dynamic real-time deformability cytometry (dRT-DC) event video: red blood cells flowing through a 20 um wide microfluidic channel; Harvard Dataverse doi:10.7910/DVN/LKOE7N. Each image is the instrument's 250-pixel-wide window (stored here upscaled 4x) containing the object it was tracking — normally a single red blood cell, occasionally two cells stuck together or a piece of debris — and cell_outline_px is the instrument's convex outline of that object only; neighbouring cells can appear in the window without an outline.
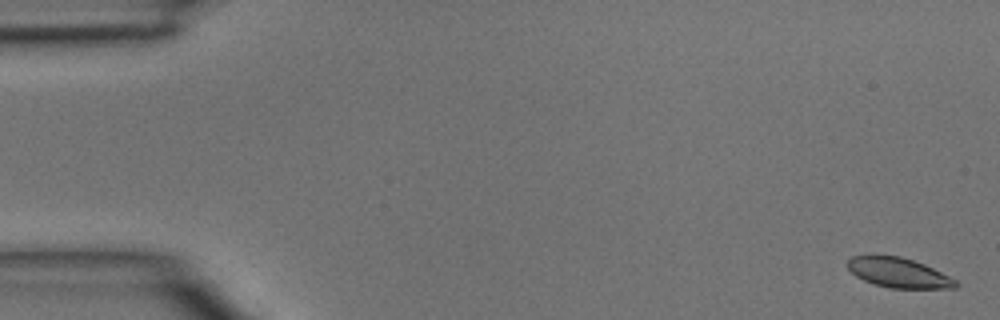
{"species": "common noctule bat (a hibernating species)", "species_latin": "Nyctalus noctula", "temperature_condition": "room temperature", "stored_images_in_passage": 5, "camera_frame_rate_fps": 3000, "um_per_image_px": 0.085, "animal": {"sex": "male", "body_mass_g": 15.6}, "frame": {"image": 1, "passage_image": 1, "time_ms": 0.0, "image_size_px": [1000, 320], "cell_outline_px": [[960, 284], [956, 288], [892, 288], [876, 284], [864, 280], [856, 276], [844, 264], [852, 256], [900, 256], [924, 264], [956, 280]], "centroid_in_image_um": [76.37, 23.18], "position_along_channel_um": 8.6, "area_um2": 18.5}}
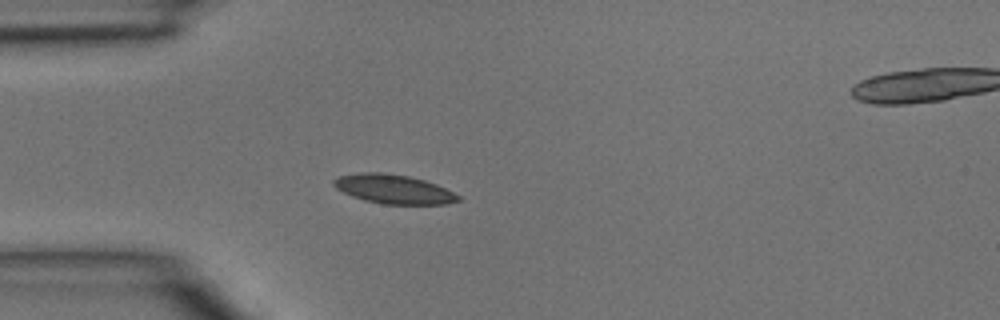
{"frame": {"image": 2, "passage_image": 4, "time_ms": 1.0, "image_size_px": [1000, 320], "cell_outline_px": [[460, 200], [448, 204], [380, 204], [364, 200], [352, 196], [336, 188], [332, 184], [332, 180], [340, 176], [360, 172], [380, 172], [408, 176], [424, 180], [436, 184], [460, 196]], "centroid_in_image_um": [33.44, 16.08], "position_along_channel_um": 51.6, "area_um2": 21.04}}